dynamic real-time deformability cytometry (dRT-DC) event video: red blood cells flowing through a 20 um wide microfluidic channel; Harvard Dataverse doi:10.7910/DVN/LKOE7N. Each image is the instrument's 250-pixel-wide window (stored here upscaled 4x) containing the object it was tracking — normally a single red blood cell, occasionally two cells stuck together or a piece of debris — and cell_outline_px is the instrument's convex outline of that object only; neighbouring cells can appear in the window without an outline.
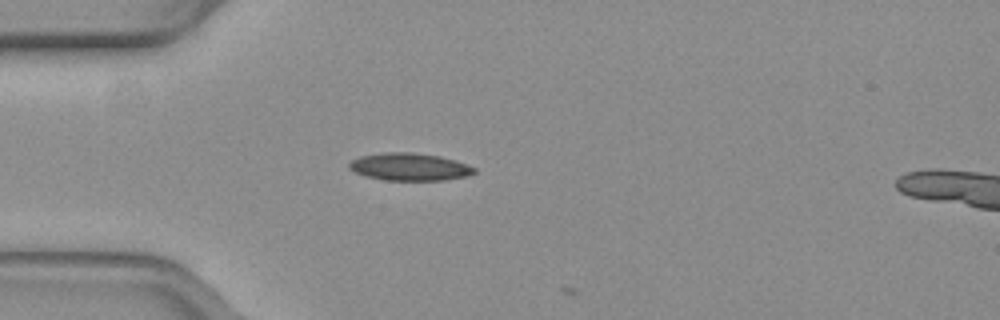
{"species": "common noctule bat (a hibernating species)", "species_latin": "Nyctalus noctula", "temperature_condition": "warm", "stored_images_in_passage": 2, "camera_frame_rate_fps": 3000, "um_per_image_px": 0.085, "animal": {"sex": "female", "body_mass_g": 19.3, "forearm_length_mm": 54.1}, "frame": {"image": 1, "passage_image": 1, "time_ms": 0.0, "image_size_px": [1000, 320], "cell_outline_px": [[476, 172], [468, 176], [444, 180], [384, 180], [364, 176], [348, 168], [348, 164], [352, 160], [360, 156], [384, 152], [412, 152], [440, 156], [456, 160], [476, 168]], "centroid_in_image_um": [34.82, 14.18], "position_along_channel_um": 50.2, "area_um2": 20.17}}